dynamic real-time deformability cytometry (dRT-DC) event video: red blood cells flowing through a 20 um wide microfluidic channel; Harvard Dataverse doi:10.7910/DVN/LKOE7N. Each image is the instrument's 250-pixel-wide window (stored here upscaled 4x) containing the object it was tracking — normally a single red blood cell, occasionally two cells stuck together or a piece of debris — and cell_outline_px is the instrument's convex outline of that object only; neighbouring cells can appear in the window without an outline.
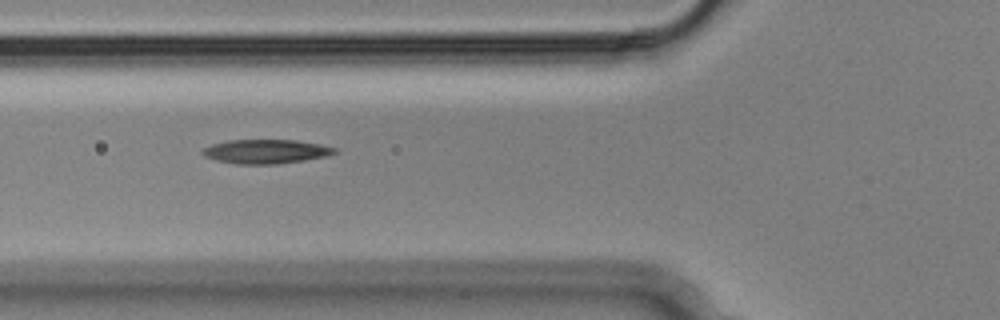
{"species": "Egyptian fruit bat (a non-hibernating species)", "species_latin": "Rousettus aegyptiacus", "temperature_condition": "cold", "stored_images_in_passage": 2, "camera_frame_rate_fps": 3000, "um_per_image_px": 0.085, "animal": {"sex": "male"}, "frame": {"image": 1, "passage_image": 2, "time_ms": 0.333, "image_size_px": [1000, 320], "cell_outline_px": [[340, 152], [328, 156], [304, 160], [276, 164], [236, 164], [216, 160], [204, 156], [200, 152], [204, 148], [212, 144], [228, 140], [296, 140], [320, 144], [336, 148]], "centroid_in_image_um": [22.62, 12.88], "position_along_channel_um": 103.2, "area_um2": 18.67}}